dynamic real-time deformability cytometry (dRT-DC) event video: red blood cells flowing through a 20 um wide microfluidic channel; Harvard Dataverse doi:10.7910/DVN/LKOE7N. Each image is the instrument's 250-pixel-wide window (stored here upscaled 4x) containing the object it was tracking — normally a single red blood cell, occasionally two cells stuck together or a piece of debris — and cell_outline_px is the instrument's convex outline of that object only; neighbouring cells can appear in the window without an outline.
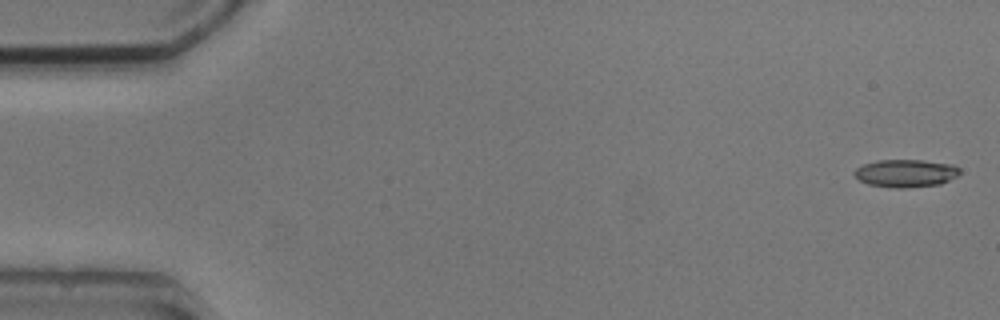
{"species": "common noctule bat (a hibernating species)", "species_latin": "Nyctalus noctula", "temperature_condition": "cold", "stored_images_in_passage": 5, "camera_frame_rate_fps": 3000, "um_per_image_px": 0.085, "animal": {"sex": "male", "body_mass_g": 20.5, "forearm_length_mm": 52.5}, "frame": {"image": 1, "passage_image": 1, "time_ms": 0.0, "image_size_px": [1000, 320], "cell_outline_px": [[960, 172], [956, 176], [940, 184], [904, 188], [888, 188], [868, 184], [860, 180], [852, 172], [856, 168], [864, 164], [876, 160], [924, 160], [952, 164], [960, 168]], "centroid_in_image_um": [76.97, 14.72], "position_along_channel_um": 8.0, "area_um2": 17.11}}
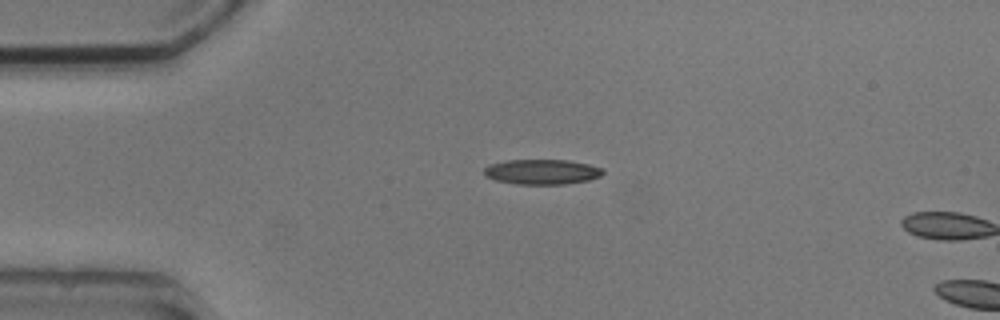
{"frame": {"image": 2, "passage_image": 4, "time_ms": 3.667, "image_size_px": [1000, 320], "cell_outline_px": [[604, 172], [600, 176], [588, 180], [564, 184], [516, 184], [496, 180], [484, 176], [484, 168], [488, 164], [508, 160], [568, 160], [588, 164], [604, 168]], "centroid_in_image_um": [46.05, 14.6], "position_along_channel_um": 38.9, "area_um2": 17.4}}